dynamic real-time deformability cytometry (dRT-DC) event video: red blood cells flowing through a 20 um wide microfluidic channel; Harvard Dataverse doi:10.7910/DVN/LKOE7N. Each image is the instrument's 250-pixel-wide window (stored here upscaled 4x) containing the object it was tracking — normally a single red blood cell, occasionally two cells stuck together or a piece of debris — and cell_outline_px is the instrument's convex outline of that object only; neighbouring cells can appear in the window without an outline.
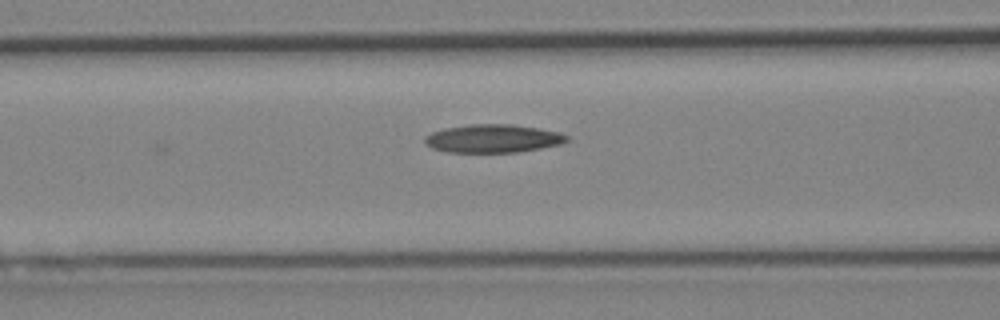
{"species": "Egyptian fruit bat (a non-hibernating species)", "species_latin": "Rousettus aegyptiacus", "temperature_condition": "cold", "stored_images_in_passage": 3, "camera_frame_rate_fps": 3000, "um_per_image_px": 0.085, "animal": {"sex": "female"}, "frame": {"image": 1, "passage_image": 3, "time_ms": 2.333, "image_size_px": [1000, 320], "cell_outline_px": [[568, 140], [560, 144], [540, 148], [516, 152], [448, 152], [432, 148], [424, 144], [424, 136], [432, 132], [444, 128], [468, 124], [512, 124], [560, 132], [568, 136]], "centroid_in_image_um": [41.86, 11.77], "position_along_channel_um": 124.7, "area_um2": 23.35}}